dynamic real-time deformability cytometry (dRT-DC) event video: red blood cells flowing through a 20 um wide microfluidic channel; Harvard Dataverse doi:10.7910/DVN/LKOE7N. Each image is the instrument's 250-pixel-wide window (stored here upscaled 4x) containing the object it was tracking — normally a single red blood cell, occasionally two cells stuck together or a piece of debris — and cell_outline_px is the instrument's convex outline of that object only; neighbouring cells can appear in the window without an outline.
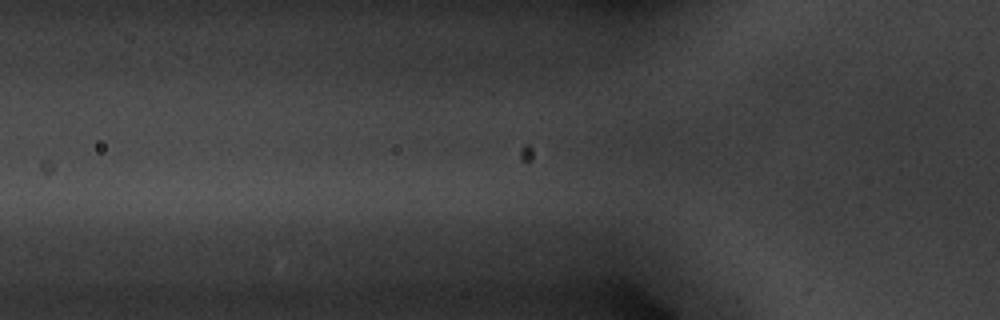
{"species": "common noctule bat (a hibernating species)", "species_latin": "Nyctalus noctula", "temperature_condition": "warm", "stored_images_in_passage": 9, "camera_frame_rate_fps": 3000, "um_per_image_px": 0.085, "animal": {"sex": "male", "body_mass_g": 20.1, "forearm_length_mm": 53.5}, "frame": {"image": 1, "passage_image": 5, "time_ms": 1.333, "image_size_px": [1000, 320], "cell_outline_px": [[484, 248], [372, 248], [336, 244], [336, 240], [360, 232], [484, 240]], "centroid_in_image_um": [34.58, 20.53], "position_along_channel_um": 91.2, "area_um2": 12.31}}